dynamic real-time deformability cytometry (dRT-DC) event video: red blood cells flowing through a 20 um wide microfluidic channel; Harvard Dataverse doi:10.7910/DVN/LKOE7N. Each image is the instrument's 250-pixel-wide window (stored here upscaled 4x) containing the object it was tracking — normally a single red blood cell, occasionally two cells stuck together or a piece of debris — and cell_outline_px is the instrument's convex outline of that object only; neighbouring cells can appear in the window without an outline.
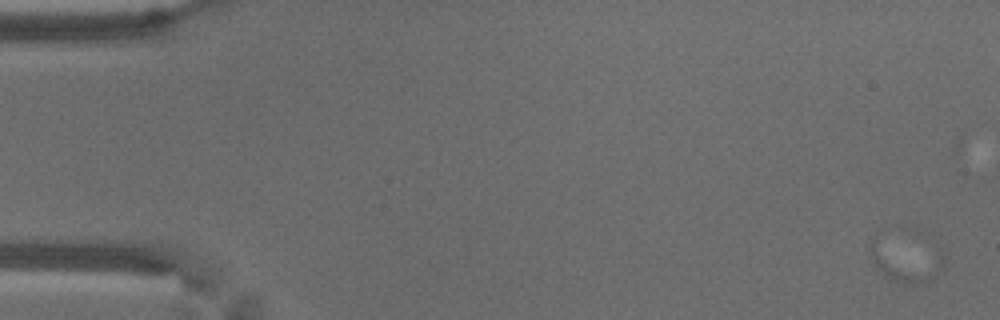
{"species": "common noctule bat (a hibernating species)", "species_latin": "Nyctalus noctula", "temperature_condition": "warm", "stored_images_in_passage": 29, "camera_frame_rate_fps": 3000, "um_per_image_px": 0.085, "animal": {"sex": "male", "body_mass_g": 18.8}, "frame": {"image": 1, "passage_image": 1, "time_ms": 0.0, "image_size_px": [1000, 320], "cell_outline_px": [[944, 268], [932, 276], [924, 280], [912, 284], [908, 284], [888, 280], [884, 276], [876, 264], [872, 256], [872, 240], [876, 240], [940, 248]], "centroid_in_image_um": [77.06, 22.21], "position_along_channel_um": 7.9, "area_um2": 16.99}}
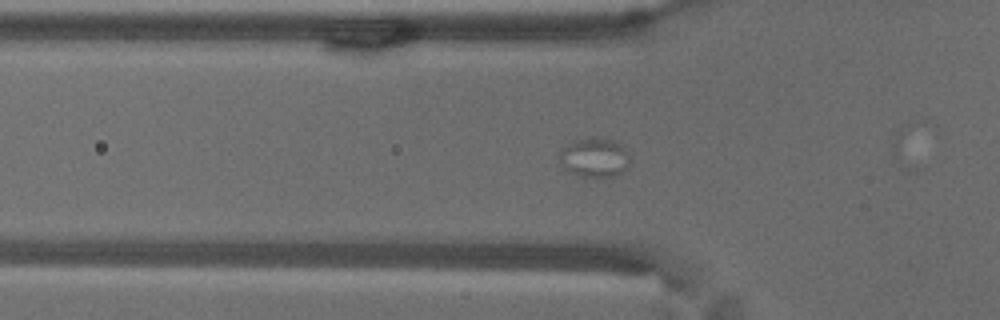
{"frame": {"image": 2, "passage_image": 19, "time_ms": 6.0, "image_size_px": [1000, 320], "cell_outline_px": [[628, 168], [612, 176], [580, 176], [564, 168], [560, 160], [560, 148], [572, 140], [592, 136], [612, 140], [620, 144], [628, 152]], "centroid_in_image_um": [50.5, 13.35], "position_along_channel_um": 75.3, "area_um2": 16.07}}
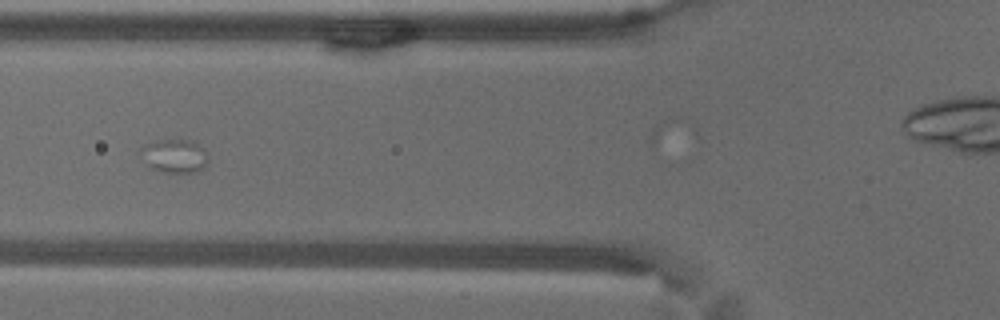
{"frame": {"image": 3, "passage_image": 22, "time_ms": 7.0, "image_size_px": [1000, 320], "cell_outline_px": [[208, 164], [204, 168], [196, 172], [164, 172], [152, 168], [148, 164], [140, 152], [140, 148], [156, 140], [192, 140], [204, 148], [208, 156]], "centroid_in_image_um": [14.9, 13.25], "position_along_channel_um": 110.9, "area_um2": 13.12}}